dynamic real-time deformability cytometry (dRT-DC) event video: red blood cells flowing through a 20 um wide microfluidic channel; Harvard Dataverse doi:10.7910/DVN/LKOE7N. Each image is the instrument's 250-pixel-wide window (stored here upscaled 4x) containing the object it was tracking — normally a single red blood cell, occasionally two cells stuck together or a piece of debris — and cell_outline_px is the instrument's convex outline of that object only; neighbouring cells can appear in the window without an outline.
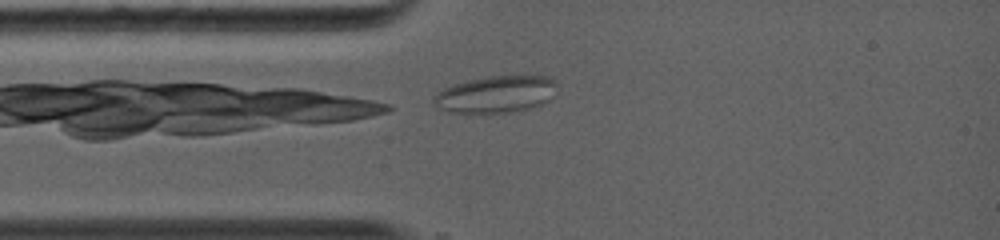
{"species": "common noctule bat (a hibernating species)", "species_latin": "Nyctalus noctula", "temperature_condition": "warm", "stored_images_in_passage": 21, "camera_frame_rate_fps": 5000, "um_per_image_px": 0.085, "animal": {"sex": "female", "body_mass_g": 19.0, "forearm_length_mm": 56.7}, "frame": {"image": 1, "passage_image": 1, "time_ms": 0.0, "image_size_px": [1000, 240], "cell_outline_px": [[556, 96], [544, 104], [512, 112], [464, 116], [448, 112], [436, 108], [432, 100], [432, 96], [436, 92], [452, 84], [468, 80], [488, 76], [552, 76], [556, 84]], "centroid_in_image_um": [42.1, 8.06], "position_along_channel_um": 42.9, "area_um2": 27.8}}
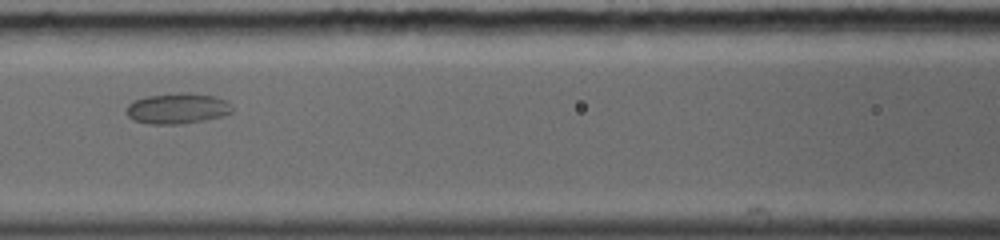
{"frame": {"image": 2, "passage_image": 10, "time_ms": 2.6, "image_size_px": [1000, 240], "cell_outline_px": [[232, 112], [224, 116], [204, 120], [180, 124], [148, 124], [132, 120], [124, 112], [124, 108], [132, 100], [148, 96], [180, 92], [192, 92], [216, 96], [232, 104]], "centroid_in_image_um": [15.05, 9.21], "position_along_channel_um": 151.5, "area_um2": 19.36}}
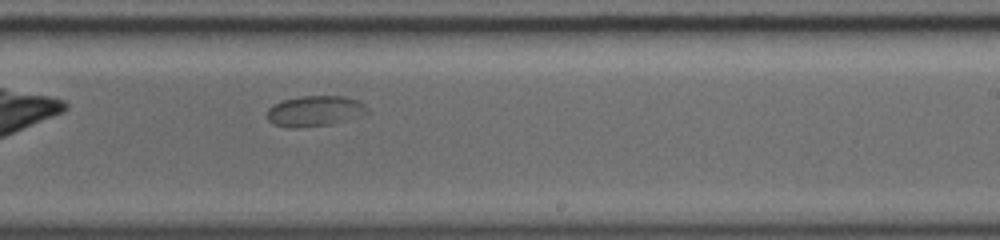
{"frame": {"image": 3, "passage_image": 20, "time_ms": 5.2, "image_size_px": [1000, 240], "cell_outline_px": [[368, 112], [364, 116], [328, 124], [292, 128], [272, 124], [268, 120], [268, 108], [272, 104], [284, 100], [300, 96], [344, 96], [356, 100], [364, 104], [368, 108]], "centroid_in_image_um": [26.76, 9.43], "position_along_channel_um": 262.2, "area_um2": 17.8}}